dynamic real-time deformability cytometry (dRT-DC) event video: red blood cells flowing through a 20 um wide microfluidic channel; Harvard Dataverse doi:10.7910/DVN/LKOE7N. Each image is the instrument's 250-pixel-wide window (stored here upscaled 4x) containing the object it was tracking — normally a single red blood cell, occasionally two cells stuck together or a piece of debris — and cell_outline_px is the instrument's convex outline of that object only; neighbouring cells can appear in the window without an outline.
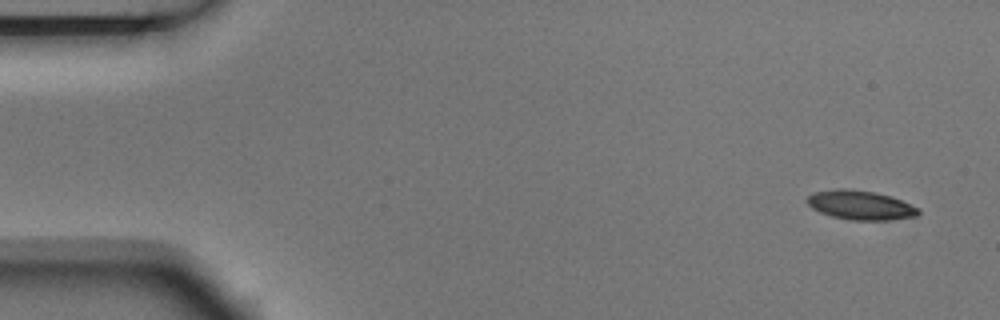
{"species": "Egyptian fruit bat (a non-hibernating species)", "species_latin": "Rousettus aegyptiacus", "temperature_condition": "room temperature", "stored_images_in_passage": 7, "camera_frame_rate_fps": 3000, "um_per_image_px": 0.085, "animal": {"sex": "male"}, "frame": {"image": 1, "passage_image": 1, "time_ms": 0.0, "image_size_px": [1000, 320], "cell_outline_px": [[920, 212], [916, 216], [892, 220], [852, 220], [832, 216], [820, 212], [812, 208], [804, 200], [808, 196], [816, 192], [836, 188], [844, 188], [876, 192], [892, 196], [920, 208]], "centroid_in_image_um": [73.16, 17.43], "position_along_channel_um": 11.8, "area_um2": 19.07}}
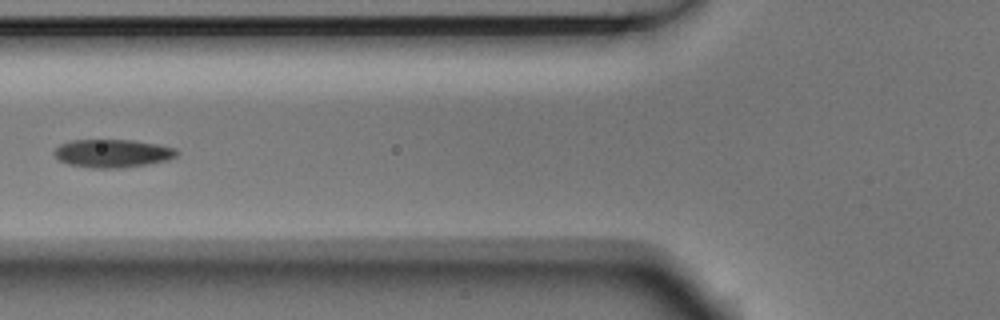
{"frame": {"image": 2, "passage_image": 6, "time_ms": 1.667, "image_size_px": [1000, 320], "cell_outline_px": [[180, 152], [176, 156], [168, 160], [120, 168], [92, 168], [68, 164], [60, 160], [52, 152], [60, 144], [72, 140], [132, 140], [156, 144], [176, 148]], "centroid_in_image_um": [9.56, 13.03], "position_along_channel_um": 116.2, "area_um2": 20.0}}
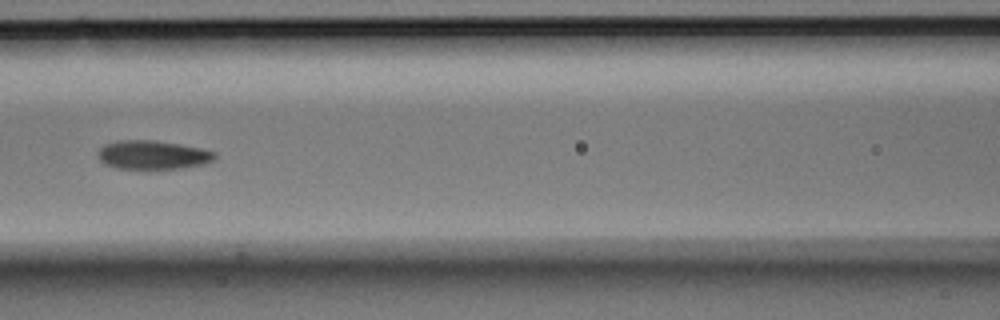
{"frame": {"image": 3, "passage_image": 7, "time_ms": 2.0, "image_size_px": [1000, 320], "cell_outline_px": [[216, 156], [212, 160], [204, 164], [180, 168], [116, 168], [104, 164], [100, 160], [100, 148], [104, 144], [124, 140], [152, 140], [180, 144], [200, 148], [216, 152]], "centroid_in_image_um": [13.0, 13.16], "position_along_channel_um": 153.6, "area_um2": 19.25}}